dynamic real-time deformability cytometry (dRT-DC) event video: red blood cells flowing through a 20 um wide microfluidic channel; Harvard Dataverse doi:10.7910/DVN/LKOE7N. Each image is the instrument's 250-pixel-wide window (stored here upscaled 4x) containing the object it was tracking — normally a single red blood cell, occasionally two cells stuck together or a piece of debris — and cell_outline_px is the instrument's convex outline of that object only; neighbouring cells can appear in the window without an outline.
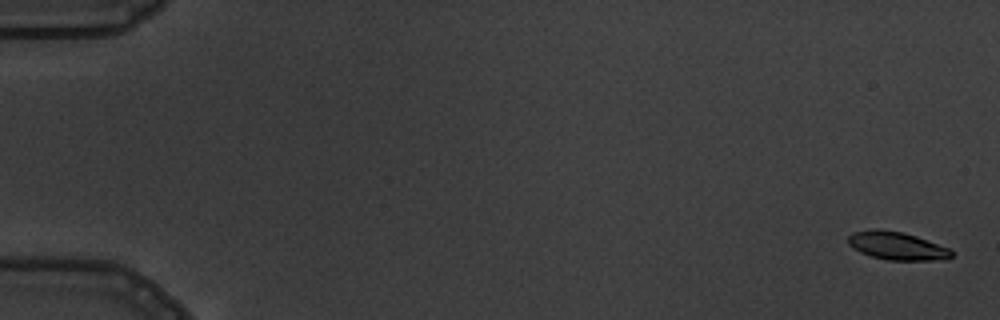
{"species": "common noctule bat (a hibernating species)", "species_latin": "Nyctalus noctula", "temperature_condition": "warm", "stored_images_in_passage": 6, "camera_frame_rate_fps": 3000, "um_per_image_px": 0.085, "animal": {"sex": "male", "body_mass_g": 19.5, "forearm_length_mm": 54.6}, "frame": {"image": 1, "passage_image": 1, "time_ms": 0.0, "image_size_px": [1000, 320], "cell_outline_px": [[952, 256], [944, 260], [888, 260], [872, 256], [860, 252], [852, 248], [848, 244], [848, 236], [852, 232], [872, 228], [880, 228], [904, 232], [916, 236], [948, 248], [952, 252]], "centroid_in_image_um": [76.19, 20.88], "position_along_channel_um": 8.8, "area_um2": 16.99}}
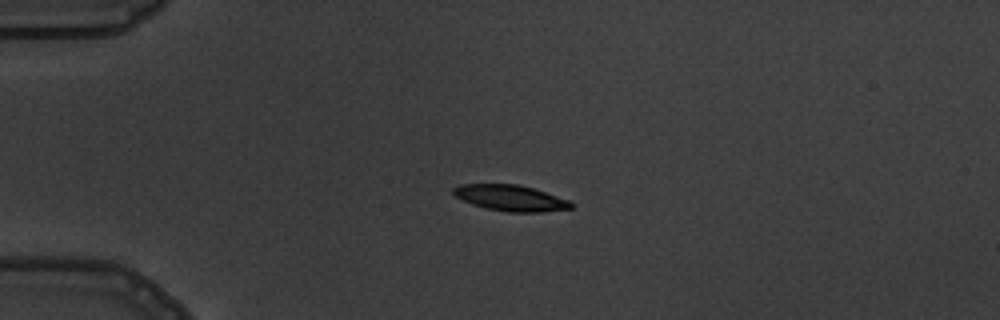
{"frame": {"image": 2, "passage_image": 4, "time_ms": 4.333, "image_size_px": [1000, 320], "cell_outline_px": [[572, 208], [540, 212], [508, 212], [488, 208], [472, 204], [456, 196], [452, 192], [452, 188], [460, 184], [516, 184], [532, 188], [568, 200], [572, 204]], "centroid_in_image_um": [43.36, 16.82], "position_along_channel_um": 41.6, "area_um2": 17.46}}